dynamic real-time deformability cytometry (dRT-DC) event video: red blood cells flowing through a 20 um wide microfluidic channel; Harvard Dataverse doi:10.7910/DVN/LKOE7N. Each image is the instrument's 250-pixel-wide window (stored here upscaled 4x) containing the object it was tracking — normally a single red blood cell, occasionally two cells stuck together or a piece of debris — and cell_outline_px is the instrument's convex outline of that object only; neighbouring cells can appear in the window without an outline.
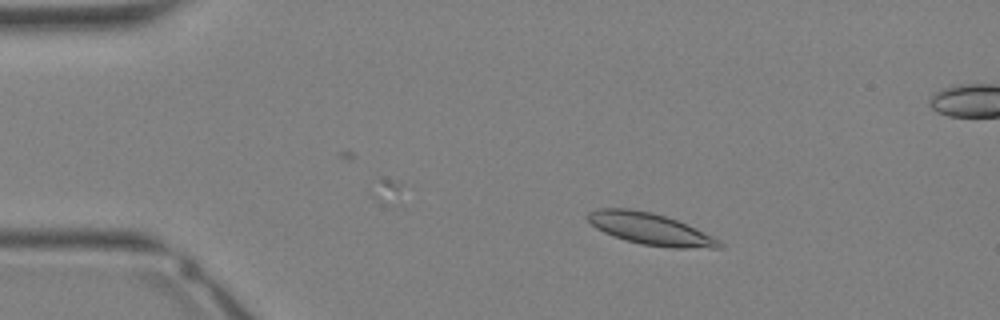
{"species": "Egyptian fruit bat (a non-hibernating species)", "species_latin": "Rousettus aegyptiacus", "temperature_condition": "warm", "stored_images_in_passage": 29, "camera_frame_rate_fps": 3000, "um_per_image_px": 0.085, "animal": {"sex": "female"}, "frame": {"image": 1, "passage_image": 6, "time_ms": 1.667, "image_size_px": [1000, 320], "cell_outline_px": [[724, 248], [672, 248], [640, 244], [604, 232], [596, 228], [588, 220], [588, 212], [600, 208], [628, 208], [652, 212], [676, 220], [712, 236], [720, 240], [724, 244]], "centroid_in_image_um": [55.3, 19.46], "position_along_channel_um": 29.7, "area_um2": 23.99}}
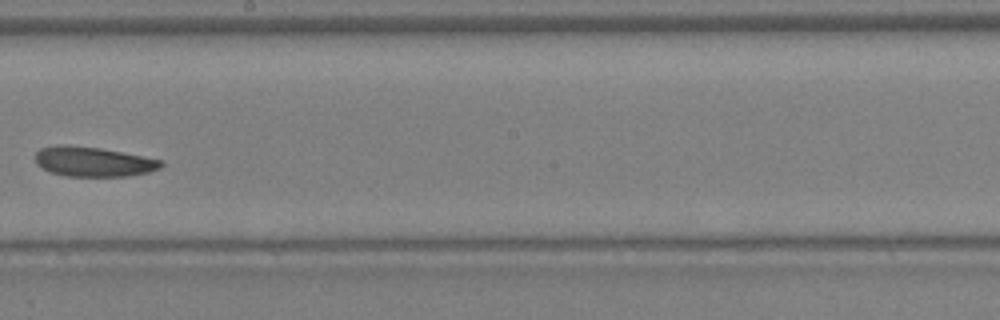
{"frame": {"image": 2, "passage_image": 20, "time_ms": 6.333, "image_size_px": [1000, 320], "cell_outline_px": [[164, 164], [160, 168], [148, 172], [128, 176], [64, 176], [52, 172], [36, 164], [36, 152], [40, 148], [60, 144], [68, 144], [100, 148], [164, 160]], "centroid_in_image_um": [7.94, 13.73], "position_along_channel_um": 240.3, "area_um2": 21.85}}
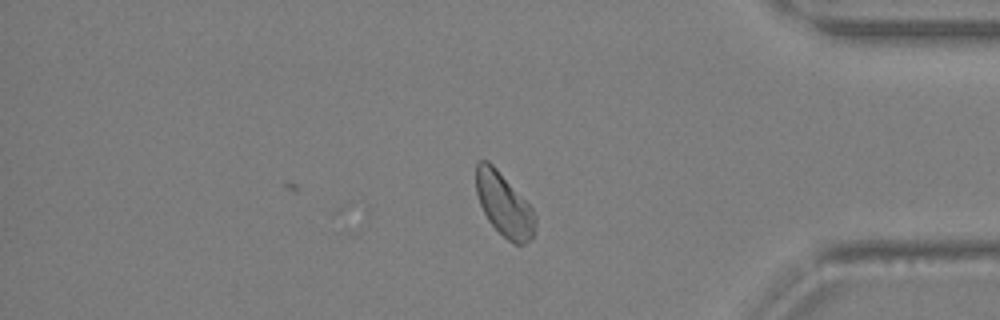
{"frame": {"image": 3, "passage_image": 29, "time_ms": 9.333, "image_size_px": [1000, 320], "cell_outline_px": [[536, 224], [532, 236], [524, 244], [516, 244], [508, 240], [488, 220], [480, 204], [476, 192], [476, 164], [480, 160], [488, 160], [496, 168], [532, 208], [536, 216]], "centroid_in_image_um": [42.83, 17.38], "position_along_channel_um": 392.4, "area_um2": 21.39}}